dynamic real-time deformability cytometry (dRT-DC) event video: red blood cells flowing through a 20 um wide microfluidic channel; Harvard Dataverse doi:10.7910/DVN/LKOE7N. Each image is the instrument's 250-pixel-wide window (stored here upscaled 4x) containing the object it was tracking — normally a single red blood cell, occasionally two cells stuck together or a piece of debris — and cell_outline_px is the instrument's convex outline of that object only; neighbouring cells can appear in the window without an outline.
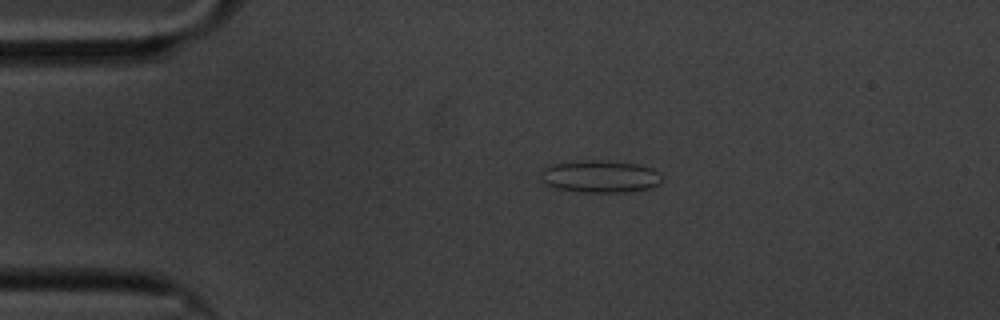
{"species": "common noctule bat (a hibernating species)", "species_latin": "Nyctalus noctula", "temperature_condition": "cold", "stored_images_in_passage": 48, "camera_frame_rate_fps": 3000, "um_per_image_px": 0.085, "animal": {"sex": "male", "body_mass_g": 20.1, "forearm_length_mm": 53.5}, "frame": {"image": 1, "passage_image": 1, "time_ms": 0.0, "image_size_px": [1000, 320], "cell_outline_px": [[664, 180], [660, 184], [652, 188], [628, 192], [584, 192], [552, 188], [544, 184], [540, 180], [540, 168], [544, 164], [588, 160], [596, 160], [636, 164], [652, 168], [664, 176]], "centroid_in_image_um": [50.96, 15.0], "position_along_channel_um": 34.0, "area_um2": 23.47}}
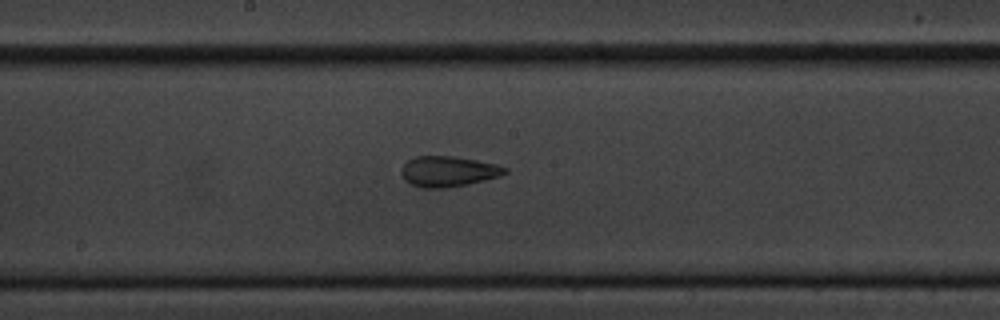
{"frame": {"image": 2, "passage_image": 20, "time_ms": 6.333, "image_size_px": [1000, 320], "cell_outline_px": [[508, 172], [500, 176], [468, 184], [448, 188], [424, 188], [408, 184], [404, 180], [400, 172], [400, 168], [408, 160], [416, 156], [452, 156], [476, 160], [496, 164], [508, 168]], "centroid_in_image_um": [38.07, 14.58], "position_along_channel_um": 210.1, "area_um2": 18.61}}
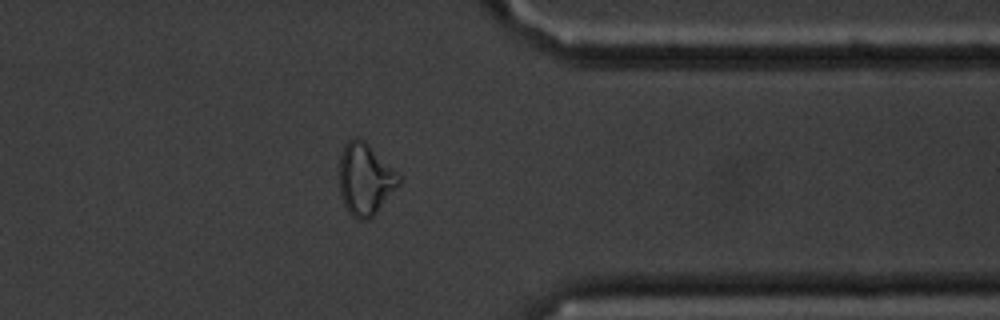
{"frame": {"image": 3, "passage_image": 36, "time_ms": 11.667, "image_size_px": [1000, 320], "cell_outline_px": [[400, 184], [376, 212], [368, 220], [356, 220], [348, 212], [340, 196], [340, 156], [344, 144], [352, 136], [360, 136], [400, 176]], "centroid_in_image_um": [31.01, 15.22], "position_along_channel_um": 380.4, "area_um2": 24.8}, "authors_computed_cell_mechanics": {"area_um2": 19.2474, "velocity_mm_per_s": 3.3681, "shape_relaxation_time_tau1_ms": 8.4504, "shape_relaxation_time_tau2_ms": 2.4229, "deformation_change_tau1": 0.1902, "deformation_change_tau2": 0.1178}}